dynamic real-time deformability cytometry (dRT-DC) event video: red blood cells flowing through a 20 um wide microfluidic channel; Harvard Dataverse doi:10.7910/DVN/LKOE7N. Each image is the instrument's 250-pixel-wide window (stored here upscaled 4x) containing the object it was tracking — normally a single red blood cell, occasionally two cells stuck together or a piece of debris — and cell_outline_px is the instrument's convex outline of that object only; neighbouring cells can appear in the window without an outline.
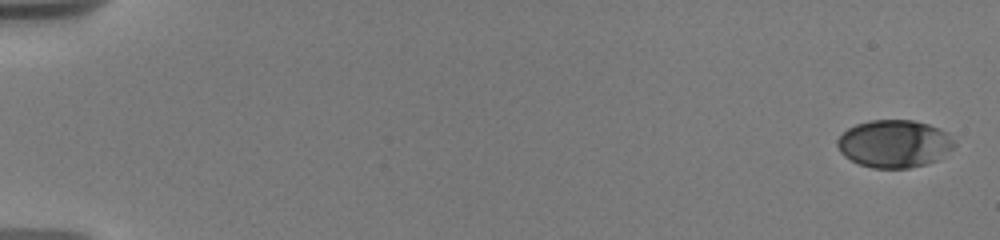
{"species": "human", "species_latin": "Homo sapiens", "temperature_condition": "warm", "stored_images_in_passage": 12, "camera_frame_rate_fps": 3000, "um_per_image_px": 0.085, "donor": {"sex": "male"}, "frame": {"image": 1, "passage_image": 1, "time_ms": 0.0, "image_size_px": [1000, 240], "cell_outline_px": [[956, 144], [952, 148], [936, 160], [924, 164], [908, 168], [872, 168], [860, 164], [844, 156], [840, 152], [836, 144], [836, 140], [848, 128], [856, 124], [872, 120], [912, 120], [928, 124], [944, 132]], "centroid_in_image_um": [75.96, 12.22], "position_along_channel_um": 9.0, "area_um2": 32.02}}
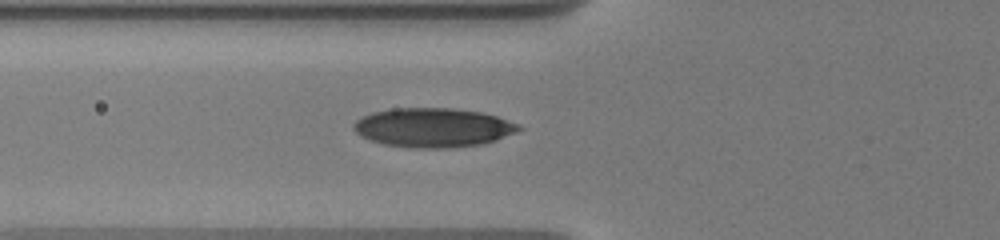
{"frame": {"image": 2, "passage_image": 10, "time_ms": 7.0, "image_size_px": [1000, 240], "cell_outline_px": [[524, 128], [516, 132], [496, 140], [484, 144], [456, 148], [412, 148], [384, 144], [360, 136], [352, 128], [352, 124], [360, 116], [372, 112], [392, 108], [452, 108], [484, 112], [520, 124]], "centroid_in_image_um": [36.82, 10.84], "position_along_channel_um": 89.0, "area_um2": 38.21}}
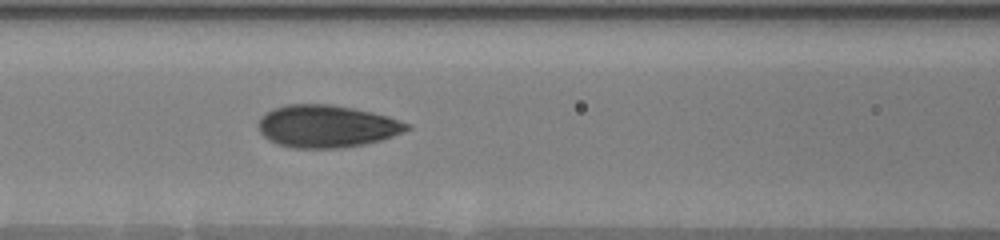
{"frame": {"image": 3, "passage_image": 12, "time_ms": 8.333, "image_size_px": [1000, 240], "cell_outline_px": [[412, 128], [392, 136], [380, 140], [364, 144], [340, 148], [292, 148], [276, 144], [268, 140], [260, 132], [256, 124], [268, 112], [276, 108], [288, 104], [332, 104], [372, 112], [388, 116], [412, 124]], "centroid_in_image_um": [27.79, 10.74], "position_along_channel_um": 138.8, "area_um2": 36.7}}